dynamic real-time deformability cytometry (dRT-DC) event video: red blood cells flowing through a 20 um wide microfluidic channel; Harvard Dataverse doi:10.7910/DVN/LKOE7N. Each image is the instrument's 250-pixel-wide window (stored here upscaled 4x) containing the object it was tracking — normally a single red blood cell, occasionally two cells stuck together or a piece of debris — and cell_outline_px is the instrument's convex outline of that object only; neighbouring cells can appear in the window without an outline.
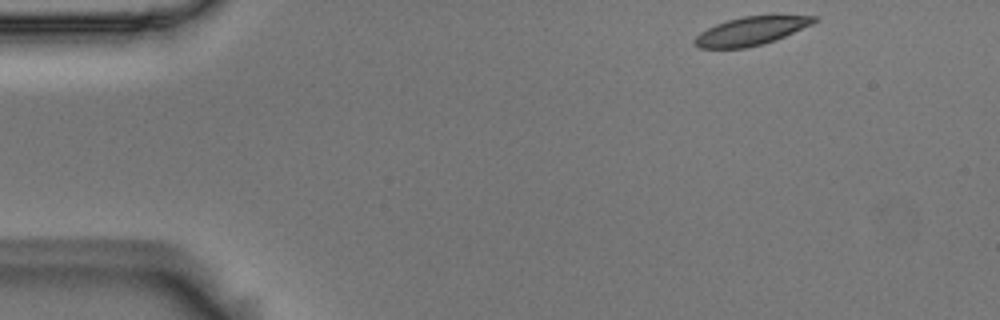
{"species": "Egyptian fruit bat (a non-hibernating species)", "species_latin": "Rousettus aegyptiacus", "temperature_condition": "room temperature", "stored_images_in_passage": 8, "camera_frame_rate_fps": 3000, "um_per_image_px": 0.085, "animal": {"sex": "male"}, "frame": {"image": 1, "passage_image": 1, "time_ms": 0.0, "image_size_px": [1000, 320], "cell_outline_px": [[816, 20], [812, 24], [776, 40], [764, 44], [744, 48], [700, 48], [692, 40], [700, 32], [716, 24], [728, 20], [744, 16], [816, 16]], "centroid_in_image_um": [63.8, 2.65], "position_along_channel_um": 21.2, "area_um2": 19.42}}
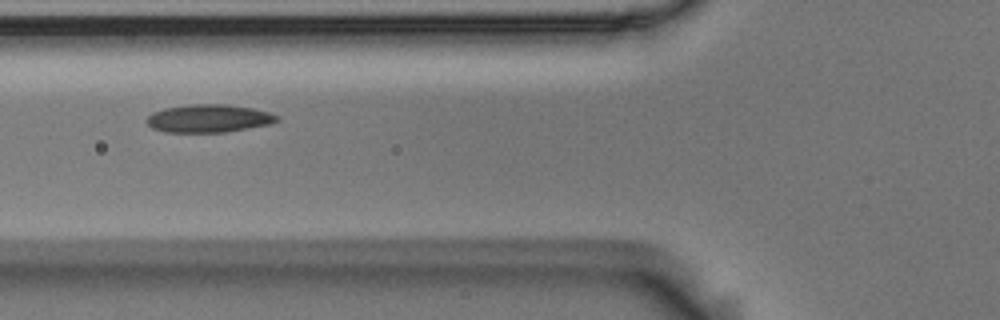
{"frame": {"image": 2, "passage_image": 5, "time_ms": 1.333, "image_size_px": [1000, 320], "cell_outline_px": [[280, 120], [268, 124], [224, 132], [164, 132], [152, 128], [144, 120], [152, 112], [164, 108], [188, 104], [228, 104], [252, 108], [268, 112], [280, 116]], "centroid_in_image_um": [17.7, 10.06], "position_along_channel_um": 108.1, "area_um2": 21.27}}
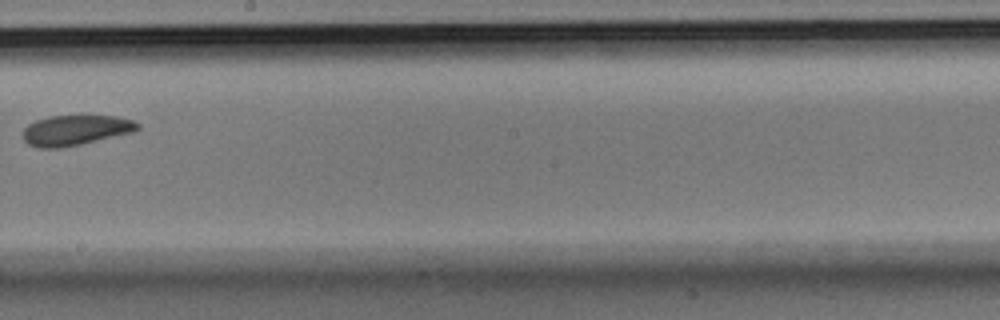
{"frame": {"image": 3, "passage_image": 8, "time_ms": 2.333, "image_size_px": [1000, 320], "cell_outline_px": [[140, 128], [136, 132], [80, 144], [60, 148], [40, 148], [28, 144], [24, 140], [24, 128], [28, 124], [36, 120], [52, 116], [116, 116], [132, 120], [140, 124]], "centroid_in_image_um": [6.46, 11.07], "position_along_channel_um": 241.7, "area_um2": 20.17}}